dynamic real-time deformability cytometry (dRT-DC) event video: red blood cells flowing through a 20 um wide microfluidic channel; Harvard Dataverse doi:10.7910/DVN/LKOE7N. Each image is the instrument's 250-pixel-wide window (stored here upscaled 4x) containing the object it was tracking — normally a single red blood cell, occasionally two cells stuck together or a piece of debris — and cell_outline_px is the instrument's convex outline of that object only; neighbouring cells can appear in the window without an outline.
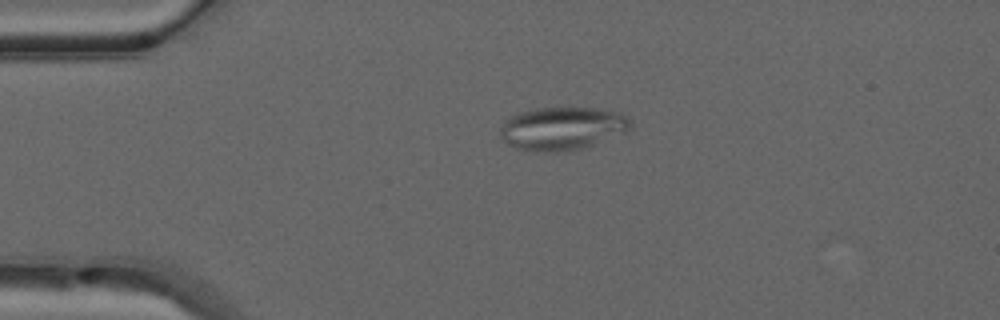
{"species": "common noctule bat (a hibernating species)", "species_latin": "Nyctalus noctula", "temperature_condition": "warm", "stored_images_in_passage": 40, "camera_frame_rate_fps": 3000, "um_per_image_px": 0.085, "animal": {"sex": "male", "forearm_length_mm": 52.5}, "frame": {"image": 1, "passage_image": 1, "time_ms": 0.0, "image_size_px": [1000, 320], "cell_outline_px": [[632, 124], [628, 128], [592, 144], [580, 148], [556, 152], [552, 152], [516, 148], [508, 144], [500, 136], [500, 128], [504, 120], [508, 116], [520, 112], [536, 108], [596, 108], [620, 112], [628, 116]], "centroid_in_image_um": [47.71, 10.88], "position_along_channel_um": 37.3, "area_um2": 32.08}}
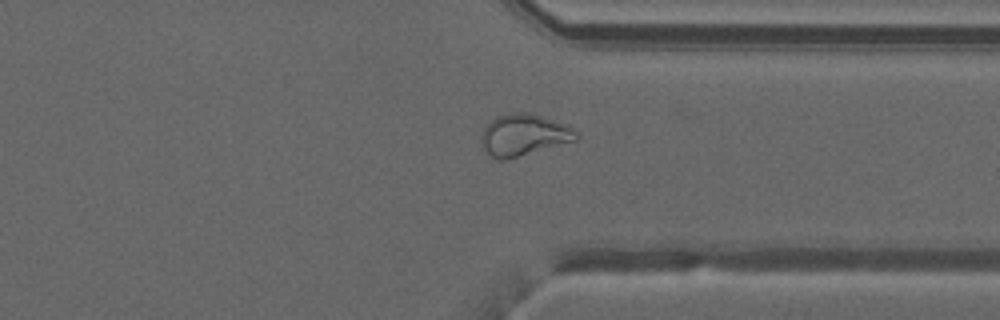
{"frame": {"image": 2, "passage_image": 28, "time_ms": 9.0, "image_size_px": [1000, 320], "cell_outline_px": [[580, 136], [576, 140], [504, 160], [500, 160], [484, 152], [480, 144], [480, 136], [484, 128], [496, 116], [508, 112], [532, 112], [568, 124]], "centroid_in_image_um": [44.5, 11.44], "position_along_channel_um": 366.9, "area_um2": 23.29}}
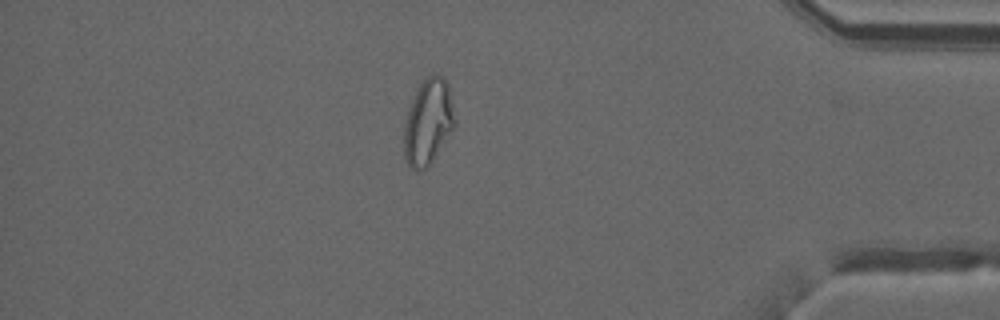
{"frame": {"image": 3, "passage_image": 33, "time_ms": 10.667, "image_size_px": [1000, 320], "cell_outline_px": [[456, 124], [428, 164], [424, 168], [412, 168], [404, 160], [404, 124], [408, 108], [412, 96], [420, 84], [432, 72], [436, 72], [444, 76], [448, 84], [456, 120]], "centroid_in_image_um": [36.38, 10.27], "position_along_channel_um": 398.8, "area_um2": 25.14}, "authors_computed_cell_mechanics": {"area_um2": 23.9292, "velocity_mm_per_s": 4.0722, "shape_relaxation_time_tau1_ms": null, "shape_relaxation_time_tau2_ms": 1.7099, "deformation_change_tau1": null, "deformation_change_tau2": 0.0846}}